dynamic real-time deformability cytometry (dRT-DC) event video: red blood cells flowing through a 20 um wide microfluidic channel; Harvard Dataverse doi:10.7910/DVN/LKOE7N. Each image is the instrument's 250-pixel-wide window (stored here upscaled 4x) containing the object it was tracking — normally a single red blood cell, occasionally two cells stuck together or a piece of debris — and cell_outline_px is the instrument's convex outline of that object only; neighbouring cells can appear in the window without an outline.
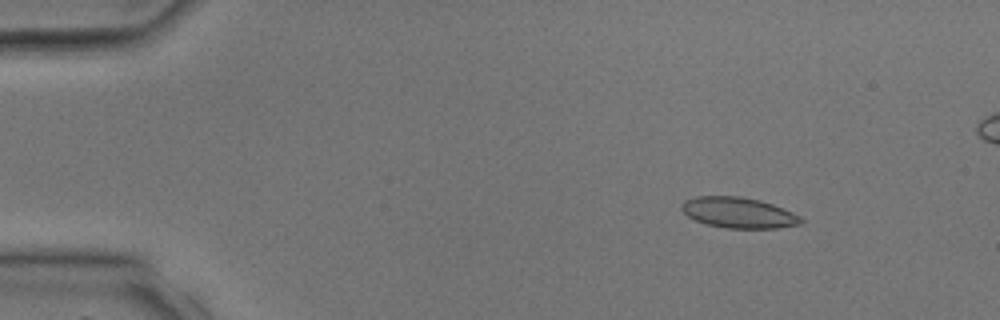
{"species": "common noctule bat (a hibernating species)", "species_latin": "Nyctalus noctula", "temperature_condition": "room temperature", "stored_images_in_passage": 4, "camera_frame_rate_fps": 3000, "um_per_image_px": 0.085, "animal": {"sex": "male", "body_mass_g": 17.9, "forearm_length_mm": 54.2}, "frame": {"image": 1, "passage_image": 2, "time_ms": 1.333, "image_size_px": [1000, 320], "cell_outline_px": [[804, 220], [800, 224], [776, 228], [728, 228], [708, 224], [696, 220], [688, 216], [680, 208], [680, 204], [684, 200], [696, 196], [740, 196], [760, 200], [772, 204], [792, 212], [800, 216]], "centroid_in_image_um": [62.76, 18.06], "position_along_channel_um": 22.2, "area_um2": 21.27}}
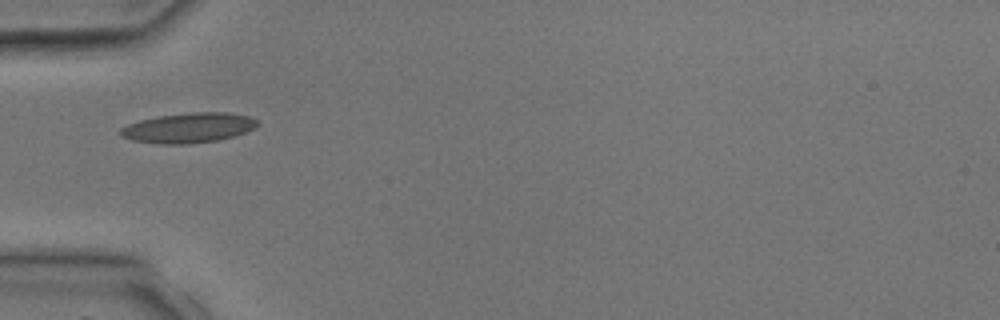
{"frame": {"image": 2, "passage_image": 4, "time_ms": 9.667, "image_size_px": [1000, 320], "cell_outline_px": [[260, 124], [244, 132], [232, 136], [216, 140], [188, 144], [160, 144], [132, 140], [120, 136], [120, 128], [128, 124], [140, 120], [160, 116], [188, 112], [224, 112], [252, 116], [260, 120]], "centroid_in_image_um": [16.03, 10.85], "position_along_channel_um": 69.0, "area_um2": 23.93}}